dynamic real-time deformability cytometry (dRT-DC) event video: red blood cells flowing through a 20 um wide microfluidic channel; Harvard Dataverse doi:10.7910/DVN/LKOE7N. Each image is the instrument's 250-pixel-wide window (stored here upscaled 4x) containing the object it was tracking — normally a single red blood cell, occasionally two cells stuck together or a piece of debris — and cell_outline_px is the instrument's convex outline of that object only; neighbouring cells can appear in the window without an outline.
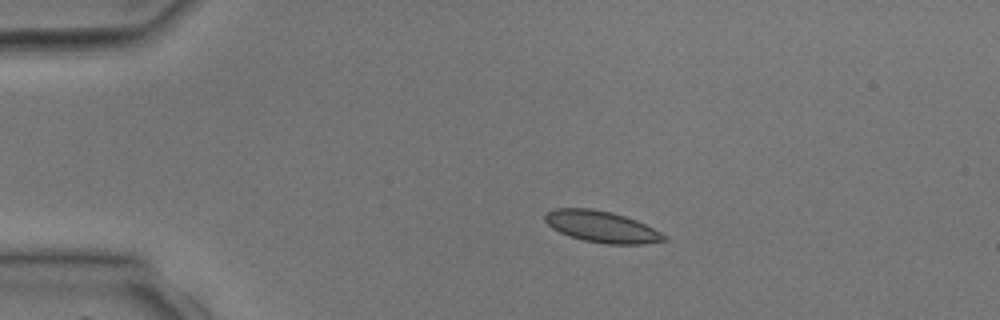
{"species": "common noctule bat (a hibernating species)", "species_latin": "Nyctalus noctula", "temperature_condition": "room temperature", "stored_images_in_passage": 3, "camera_frame_rate_fps": 3000, "um_per_image_px": 0.085, "animal": {"sex": "male", "body_mass_g": 17.9, "forearm_length_mm": 54.2}, "frame": {"image": 1, "passage_image": 2, "time_ms": 1.667, "image_size_px": [1000, 320], "cell_outline_px": [[668, 240], [640, 244], [604, 244], [584, 240], [568, 236], [552, 228], [544, 220], [544, 216], [548, 212], [556, 208], [592, 208], [612, 212], [636, 220], [668, 236]], "centroid_in_image_um": [51.13, 19.27], "position_along_channel_um": 33.9, "area_um2": 21.73}}
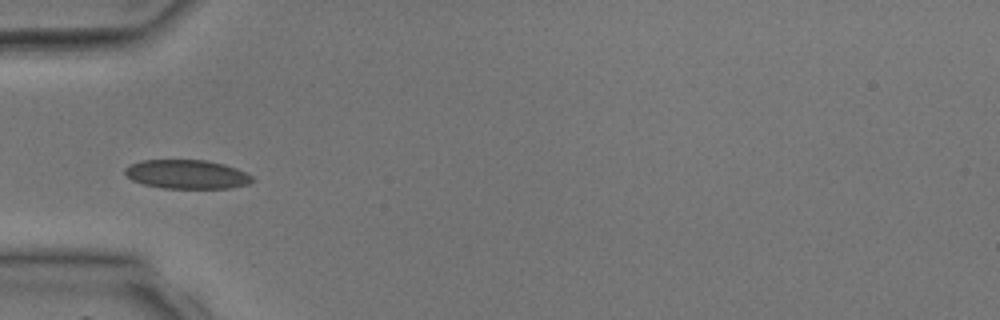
{"frame": {"image": 2, "passage_image": 3, "time_ms": 3.333, "image_size_px": [1000, 320], "cell_outline_px": [[256, 180], [248, 184], [232, 188], [164, 188], [144, 184], [132, 180], [124, 172], [124, 168], [128, 164], [140, 160], [208, 160], [224, 164], [236, 168], [252, 176]], "centroid_in_image_um": [15.88, 14.81], "position_along_channel_um": 69.1, "area_um2": 21.62}}